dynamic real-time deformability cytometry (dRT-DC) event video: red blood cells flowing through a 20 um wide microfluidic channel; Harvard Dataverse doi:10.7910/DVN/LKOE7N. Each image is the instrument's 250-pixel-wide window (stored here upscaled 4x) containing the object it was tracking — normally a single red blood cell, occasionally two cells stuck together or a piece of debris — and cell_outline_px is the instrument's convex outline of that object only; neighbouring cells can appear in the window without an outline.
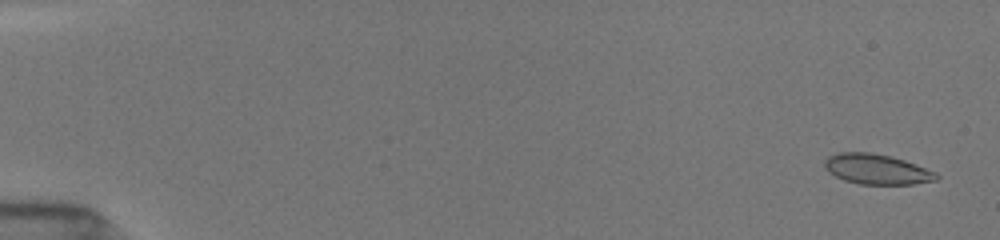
{"species": "common noctule bat (a hibernating species)", "species_latin": "Nyctalus noctula", "temperature_condition": "room temperature", "stored_images_in_passage": 11, "segment_of_instrument_passage": [1, 2], "camera_frame_rate_fps": 3000, "um_per_image_px": 0.085, "animal": {"sex": "female", "body_mass_g": 19.5, "forearm_length_mm": 54.1}, "frame": {"image": 1, "passage_image": 2, "time_ms": 0.667, "image_size_px": [1000, 240], "cell_outline_px": [[940, 176], [936, 180], [912, 184], [860, 184], [844, 180], [828, 172], [824, 164], [824, 160], [828, 156], [840, 152], [868, 152], [888, 156], [904, 160], [936, 172]], "centroid_in_image_um": [74.51, 14.38], "position_along_channel_um": 10.5, "area_um2": 19.48}}
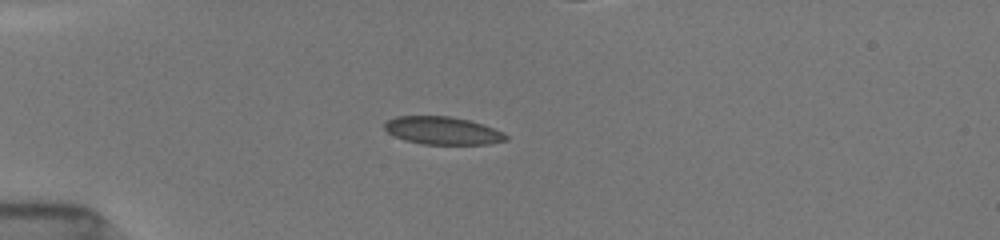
{"frame": {"image": 2, "passage_image": 7, "time_ms": 5.0, "image_size_px": [1000, 240], "cell_outline_px": [[508, 140], [488, 144], [424, 144], [408, 140], [396, 136], [388, 132], [384, 128], [384, 124], [388, 120], [396, 116], [448, 116], [468, 120], [504, 132], [508, 136]], "centroid_in_image_um": [37.64, 11.1], "position_along_channel_um": 47.4, "area_um2": 19.36}}
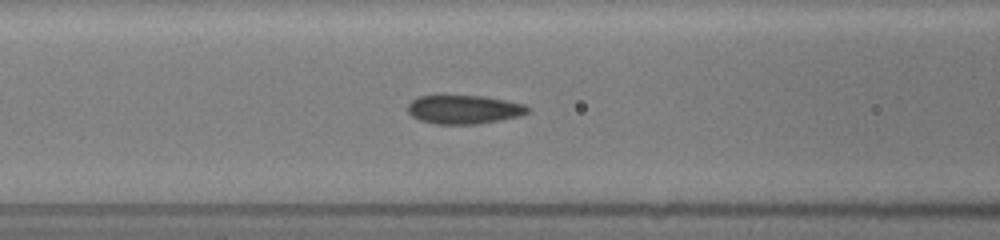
{"frame": {"image": 3, "passage_image": 10, "time_ms": 7.667, "image_size_px": [1000, 240], "cell_outline_px": [[528, 112], [520, 116], [480, 124], [436, 124], [420, 120], [412, 116], [408, 112], [408, 104], [412, 100], [420, 96], [480, 96], [524, 104], [528, 108]], "centroid_in_image_um": [39.41, 9.32], "position_along_channel_um": 127.2, "area_um2": 19.83}}